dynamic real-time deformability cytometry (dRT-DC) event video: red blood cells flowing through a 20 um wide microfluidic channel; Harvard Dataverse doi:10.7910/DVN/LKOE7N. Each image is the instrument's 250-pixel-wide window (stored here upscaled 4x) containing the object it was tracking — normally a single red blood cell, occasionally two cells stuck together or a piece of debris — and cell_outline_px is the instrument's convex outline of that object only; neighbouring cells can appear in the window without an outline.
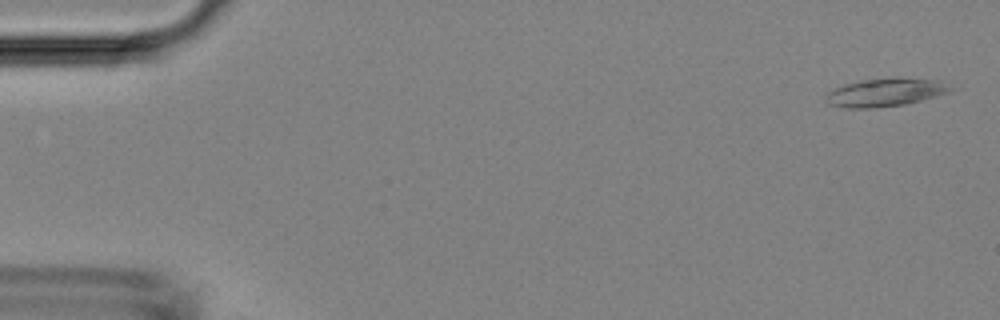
{"species": "Egyptian fruit bat (a non-hibernating species)", "species_latin": "Rousettus aegyptiacus", "temperature_condition": "room temperature", "stored_images_in_passage": 4, "camera_frame_rate_fps": 3000, "um_per_image_px": 0.085, "animal": {"sex": "female"}, "frame": {"image": 1, "passage_image": 1, "time_ms": 0.0, "image_size_px": [1000, 320], "cell_outline_px": [[956, 88], [952, 92], [904, 104], [876, 108], [844, 108], [828, 104], [824, 100], [824, 96], [832, 88], [844, 84], [860, 80], [896, 76], [900, 76], [940, 80]], "centroid_in_image_um": [75.27, 7.83], "position_along_channel_um": 9.7, "area_um2": 21.21}}
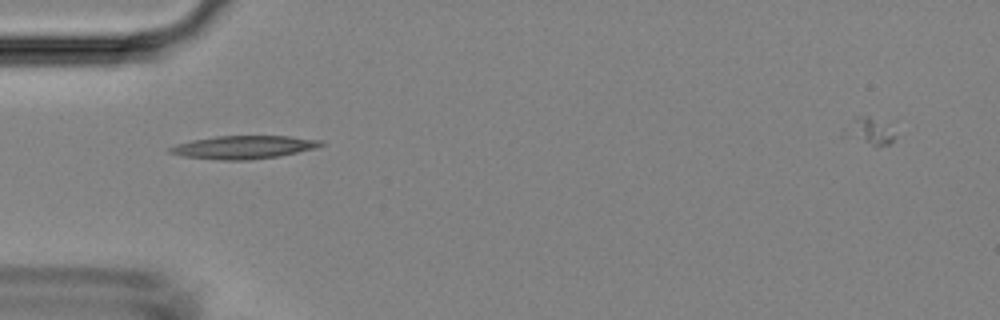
{"frame": {"image": 2, "passage_image": 4, "time_ms": 4.667, "image_size_px": [1000, 320], "cell_outline_px": [[324, 144], [316, 148], [280, 156], [248, 160], [220, 160], [180, 156], [168, 152], [168, 148], [176, 144], [192, 140], [216, 136], [292, 136], [324, 140]], "centroid_in_image_um": [20.72, 12.51], "position_along_channel_um": 64.3, "area_um2": 20.52}}